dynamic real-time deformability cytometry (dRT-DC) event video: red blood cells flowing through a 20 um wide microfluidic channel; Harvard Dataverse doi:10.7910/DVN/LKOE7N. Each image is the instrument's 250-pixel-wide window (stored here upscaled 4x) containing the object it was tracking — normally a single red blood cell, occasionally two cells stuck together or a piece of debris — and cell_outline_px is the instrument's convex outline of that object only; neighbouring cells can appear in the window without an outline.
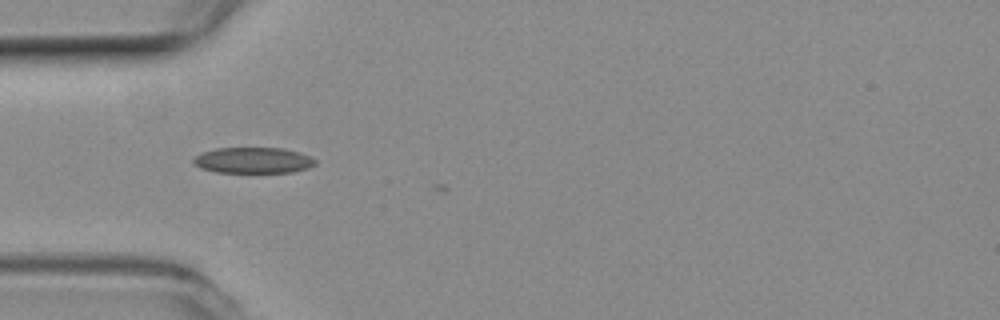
{"species": "common noctule bat (a hibernating species)", "species_latin": "Nyctalus noctula", "temperature_condition": "room temperature", "stored_images_in_passage": 9, "camera_frame_rate_fps": 3000, "um_per_image_px": 0.085, "animal": {"sex": "female", "body_mass_g": 19.3, "forearm_length_mm": 54.1}, "frame": {"image": 1, "passage_image": 1, "time_ms": 0.0, "image_size_px": [1000, 320], "cell_outline_px": [[316, 164], [308, 168], [292, 172], [216, 172], [200, 168], [192, 164], [192, 160], [196, 156], [204, 152], [216, 148], [284, 148], [300, 152], [312, 156], [316, 160]], "centroid_in_image_um": [21.54, 13.62], "position_along_channel_um": 63.5, "area_um2": 18.5}}
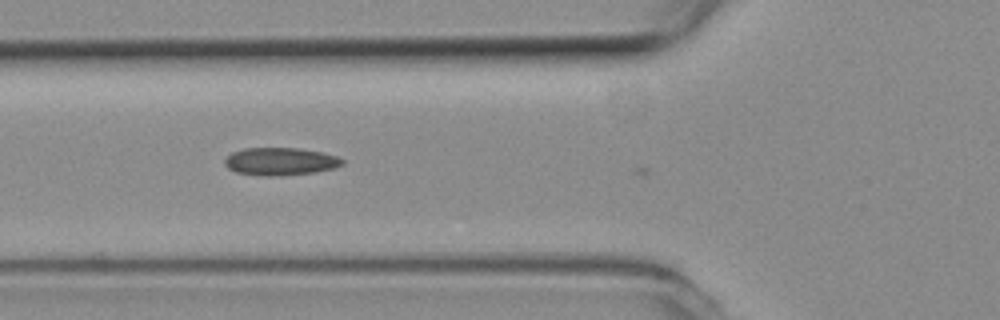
{"frame": {"image": 2, "passage_image": 4, "time_ms": 1.0, "image_size_px": [1000, 320], "cell_outline_px": [[344, 164], [332, 168], [316, 172], [280, 176], [264, 176], [236, 172], [228, 168], [224, 164], [224, 160], [232, 152], [244, 148], [296, 148], [320, 152], [336, 156], [344, 160]], "centroid_in_image_um": [23.81, 13.73], "position_along_channel_um": 102.0, "area_um2": 18.9}}
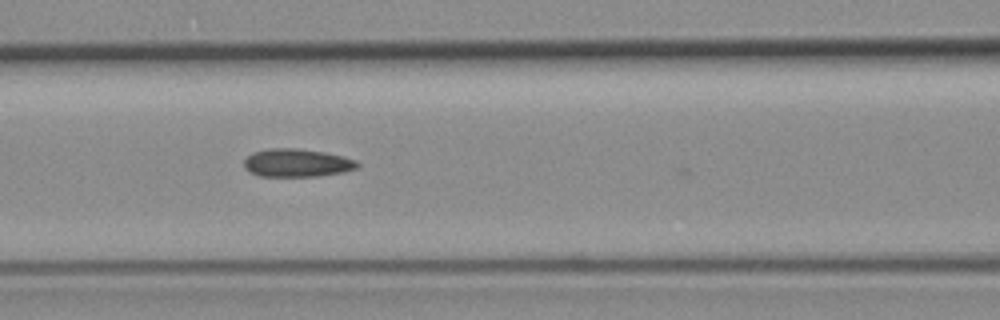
{"frame": {"image": 3, "passage_image": 7, "time_ms": 2.0, "image_size_px": [1000, 320], "cell_outline_px": [[360, 164], [356, 168], [344, 172], [316, 176], [260, 176], [244, 168], [244, 160], [252, 152], [268, 148], [300, 148], [324, 152], [344, 156], [356, 160]], "centroid_in_image_um": [25.25, 13.83], "position_along_channel_um": 141.4, "area_um2": 18.61}}